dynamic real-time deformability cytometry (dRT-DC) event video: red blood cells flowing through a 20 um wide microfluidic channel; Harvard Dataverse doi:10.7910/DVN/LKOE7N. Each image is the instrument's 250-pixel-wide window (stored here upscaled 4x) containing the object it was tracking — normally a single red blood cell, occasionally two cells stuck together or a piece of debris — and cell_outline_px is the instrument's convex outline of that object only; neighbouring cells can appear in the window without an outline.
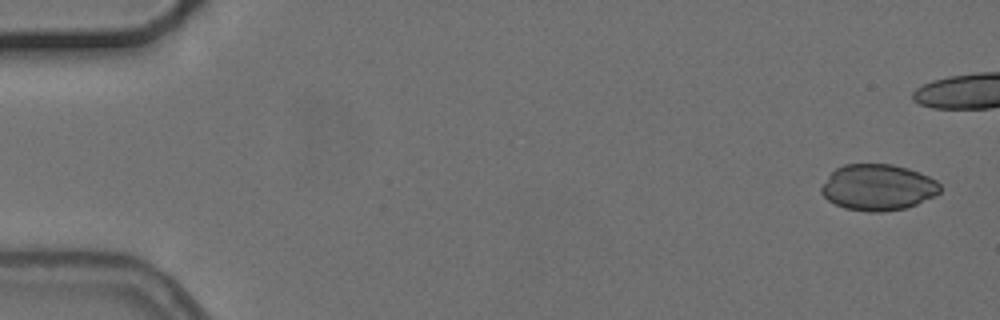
{"species": "common noctule bat (a hibernating species)", "species_latin": "Nyctalus noctula", "temperature_condition": "cold", "stored_images_in_passage": 6, "camera_frame_rate_fps": 3000, "um_per_image_px": 0.085, "animal": {"sex": "female", "body_mass_g": 24.6, "forearm_length_mm": 56.2}, "frame": {"image": 1, "passage_image": 1, "time_ms": 0.0, "image_size_px": [1000, 320], "cell_outline_px": [[940, 192], [936, 196], [916, 204], [904, 208], [884, 212], [868, 212], [844, 208], [828, 200], [820, 192], [820, 188], [828, 176], [836, 168], [844, 164], [892, 164], [908, 168], [920, 172], [936, 180], [940, 184]], "centroid_in_image_um": [74.63, 15.92], "position_along_channel_um": 10.4, "area_um2": 32.08}}